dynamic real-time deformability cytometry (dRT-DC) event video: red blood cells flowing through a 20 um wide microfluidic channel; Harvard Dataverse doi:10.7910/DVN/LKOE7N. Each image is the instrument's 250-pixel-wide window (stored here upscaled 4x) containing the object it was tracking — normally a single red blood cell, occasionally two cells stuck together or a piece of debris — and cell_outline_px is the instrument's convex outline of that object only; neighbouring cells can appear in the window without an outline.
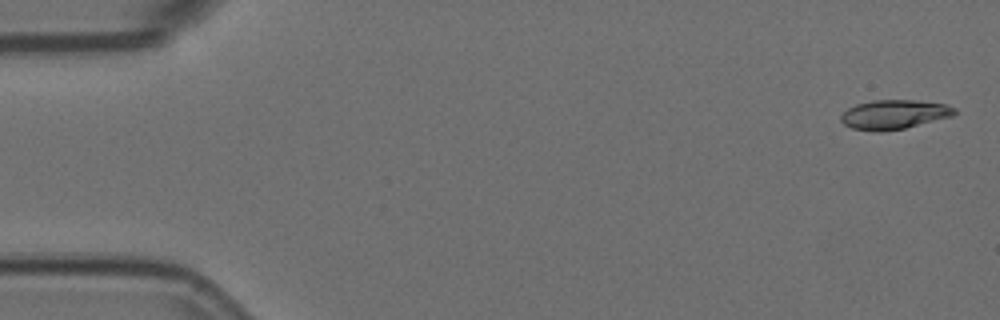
{"species": "Egyptian fruit bat (a non-hibernating species)", "species_latin": "Rousettus aegyptiacus", "temperature_condition": "room temperature", "stored_images_in_passage": 5, "camera_frame_rate_fps": 3000, "um_per_image_px": 0.085, "animal": {"sex": "female"}, "frame": {"image": 1, "passage_image": 1, "time_ms": 0.0, "image_size_px": [1000, 320], "cell_outline_px": [[956, 112], [952, 116], [904, 128], [880, 132], [876, 132], [852, 128], [844, 124], [840, 120], [840, 116], [848, 108], [856, 104], [872, 100], [916, 100], [944, 104], [956, 108]], "centroid_in_image_um": [75.97, 9.73], "position_along_channel_um": 9.0, "area_um2": 19.31}}